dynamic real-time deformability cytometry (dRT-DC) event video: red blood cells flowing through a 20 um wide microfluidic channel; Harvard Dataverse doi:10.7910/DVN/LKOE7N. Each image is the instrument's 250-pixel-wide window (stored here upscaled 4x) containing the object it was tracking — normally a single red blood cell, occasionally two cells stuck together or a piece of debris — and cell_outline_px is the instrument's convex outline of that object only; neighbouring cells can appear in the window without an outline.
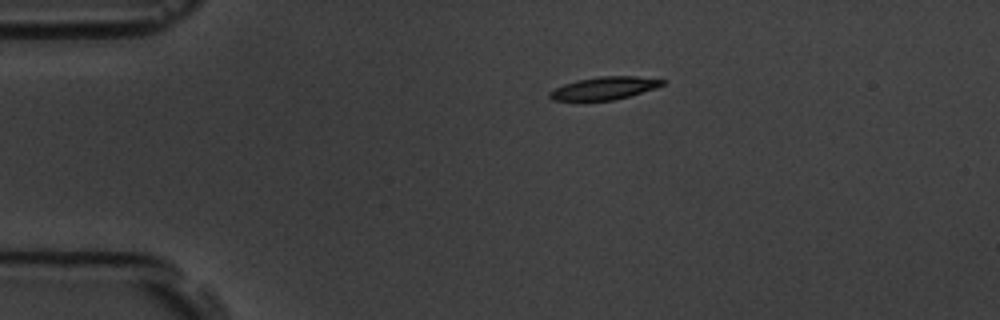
{"species": "common noctule bat (a hibernating species)", "species_latin": "Nyctalus noctula", "temperature_condition": "room temperature", "stored_images_in_passage": 4, "camera_frame_rate_fps": 3000, "um_per_image_px": 0.085, "animal": {"sex": "male", "body_mass_g": 19.5, "forearm_length_mm": 54.6}, "frame": {"image": 1, "passage_image": 1, "time_ms": 0.0, "image_size_px": [1000, 320], "cell_outline_px": [[664, 84], [656, 88], [628, 96], [612, 100], [552, 100], [548, 96], [548, 92], [564, 84], [576, 80], [600, 76], [636, 76], [664, 80]], "centroid_in_image_um": [51.34, 7.49], "position_along_channel_um": 33.7, "area_um2": 14.74}}
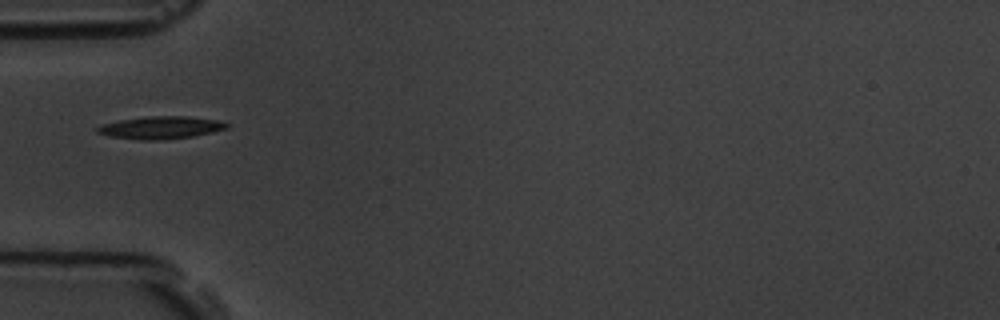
{"frame": {"image": 2, "passage_image": 3, "time_ms": 2.333, "image_size_px": [1000, 320], "cell_outline_px": [[228, 128], [212, 132], [192, 136], [160, 140], [140, 140], [108, 136], [96, 132], [96, 128], [100, 124], [120, 120], [148, 116], [188, 116], [220, 120], [228, 124]], "centroid_in_image_um": [13.64, 10.84], "position_along_channel_um": 71.4, "area_um2": 17.05}}
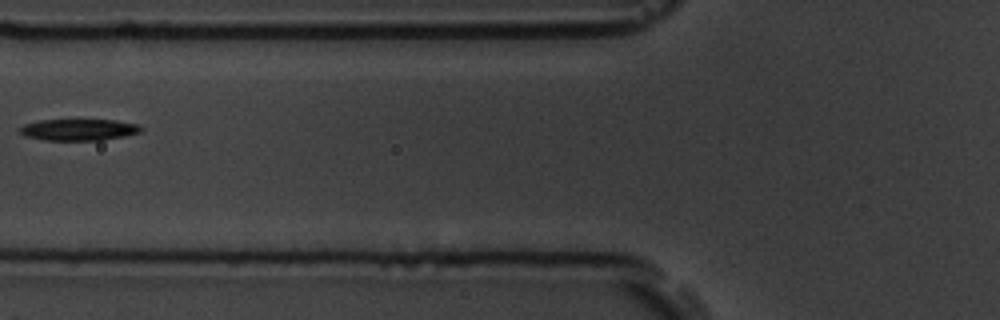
{"frame": {"image": 3, "passage_image": 4, "time_ms": 3.667, "image_size_px": [1000, 320], "cell_outline_px": [[144, 128], [140, 132], [124, 136], [100, 140], [44, 140], [24, 136], [20, 132], [20, 128], [24, 124], [40, 120], [116, 120], [140, 124]], "centroid_in_image_um": [6.72, 11.02], "position_along_channel_um": 119.1, "area_um2": 15.2}}